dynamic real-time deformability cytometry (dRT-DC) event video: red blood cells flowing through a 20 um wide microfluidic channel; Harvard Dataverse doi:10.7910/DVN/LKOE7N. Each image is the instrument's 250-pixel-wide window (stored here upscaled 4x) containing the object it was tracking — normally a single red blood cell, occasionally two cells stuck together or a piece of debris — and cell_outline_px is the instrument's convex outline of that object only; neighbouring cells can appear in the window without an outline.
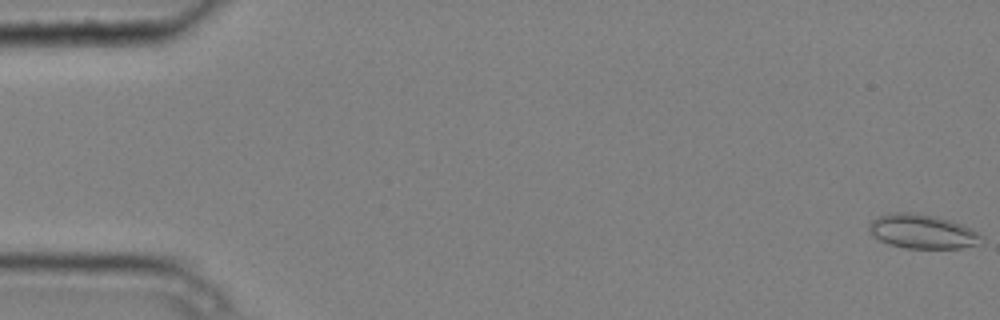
{"species": "common noctule bat (a hibernating species)", "species_latin": "Nyctalus noctula", "temperature_condition": "cold", "stored_images_in_passage": 6, "camera_frame_rate_fps": 3000, "um_per_image_px": 0.085, "animal": {"sex": "male", "body_mass_g": 20.4}, "frame": {"image": 1, "passage_image": 1, "time_ms": 0.0, "image_size_px": [1000, 320], "cell_outline_px": [[984, 240], [976, 244], [960, 248], [904, 248], [888, 244], [872, 236], [868, 232], [868, 224], [876, 216], [896, 212], [920, 212], [952, 220], [972, 228], [984, 236]], "centroid_in_image_um": [78.39, 19.66], "position_along_channel_um": 6.6, "area_um2": 22.89}}